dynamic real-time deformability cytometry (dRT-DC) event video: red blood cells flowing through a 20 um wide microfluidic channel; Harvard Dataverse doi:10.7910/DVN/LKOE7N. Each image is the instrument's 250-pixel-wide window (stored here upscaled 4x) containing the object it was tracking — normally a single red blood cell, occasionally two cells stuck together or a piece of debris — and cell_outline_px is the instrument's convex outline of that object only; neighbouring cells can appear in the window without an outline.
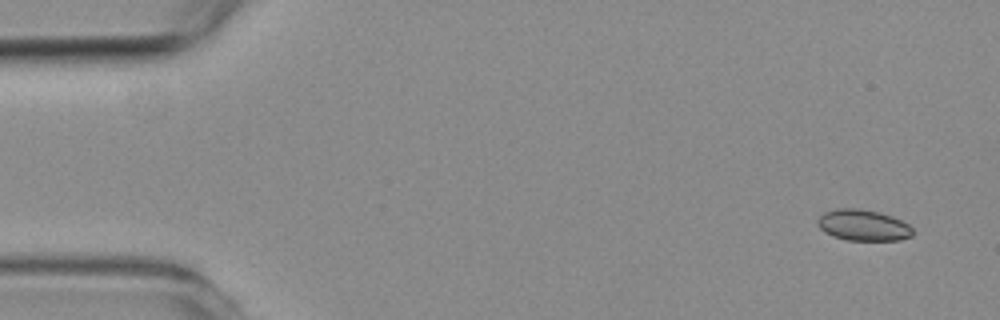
{"species": "common noctule bat (a hibernating species)", "species_latin": "Nyctalus noctula", "temperature_condition": "room temperature", "stored_images_in_passage": 5, "camera_frame_rate_fps": 3000, "um_per_image_px": 0.085, "animal": {"sex": "female", "body_mass_g": 19.3, "forearm_length_mm": 54.1}, "frame": {"image": 1, "passage_image": 1, "time_ms": 0.0, "image_size_px": [1000, 320], "cell_outline_px": [[912, 236], [900, 240], [848, 240], [832, 236], [824, 232], [816, 224], [816, 220], [824, 212], [836, 208], [860, 208], [880, 212], [892, 216], [908, 224], [912, 228]], "centroid_in_image_um": [73.34, 19.13], "position_along_channel_um": 11.7, "area_um2": 17.4}}
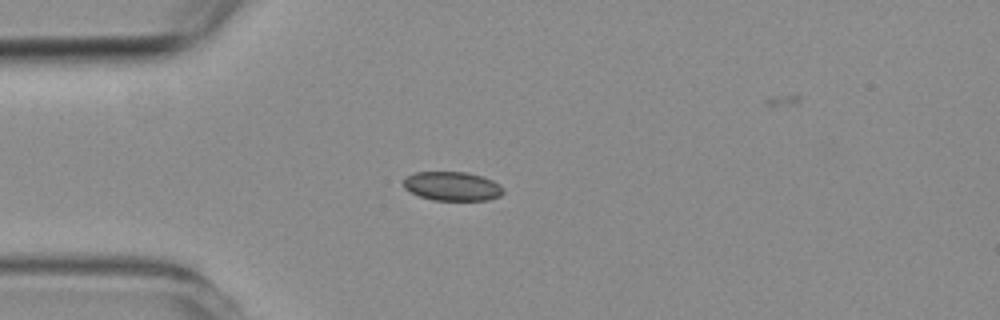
{"frame": {"image": 2, "passage_image": 4, "time_ms": 3.667, "image_size_px": [1000, 320], "cell_outline_px": [[504, 192], [500, 196], [488, 200], [432, 200], [420, 196], [404, 188], [404, 176], [416, 172], [468, 172], [484, 176], [500, 184], [504, 188]], "centroid_in_image_um": [38.47, 15.82], "position_along_channel_um": 46.5, "area_um2": 17.05}}